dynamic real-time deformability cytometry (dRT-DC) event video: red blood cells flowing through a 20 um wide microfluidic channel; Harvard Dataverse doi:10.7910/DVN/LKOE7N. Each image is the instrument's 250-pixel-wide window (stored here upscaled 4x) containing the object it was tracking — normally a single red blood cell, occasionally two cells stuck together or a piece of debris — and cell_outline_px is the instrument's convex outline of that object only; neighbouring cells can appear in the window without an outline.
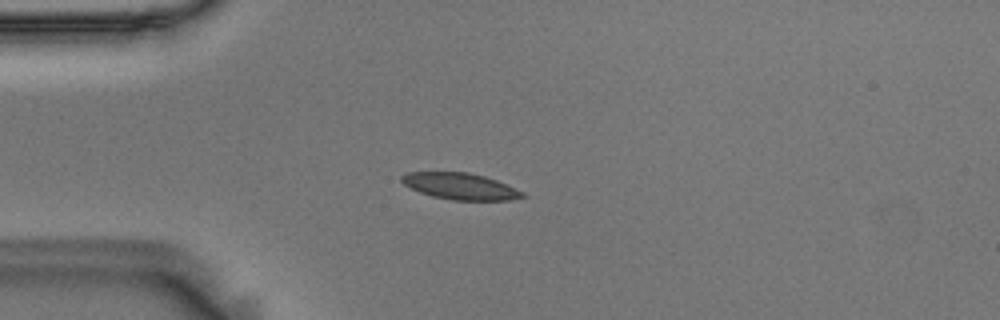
{"species": "Egyptian fruit bat (a non-hibernating species)", "species_latin": "Rousettus aegyptiacus", "temperature_condition": "room temperature", "stored_images_in_passage": 42, "camera_frame_rate_fps": 3000, "um_per_image_px": 0.085, "animal": {"sex": "male"}, "frame": {"image": 1, "passage_image": 1, "time_ms": 0.0, "image_size_px": [1000, 320], "cell_outline_px": [[528, 196], [508, 200], [452, 200], [432, 196], [420, 192], [404, 184], [400, 180], [400, 176], [408, 172], [468, 172], [484, 176], [496, 180], [524, 192]], "centroid_in_image_um": [39.12, 15.83], "position_along_channel_um": 45.9, "area_um2": 18.55}}
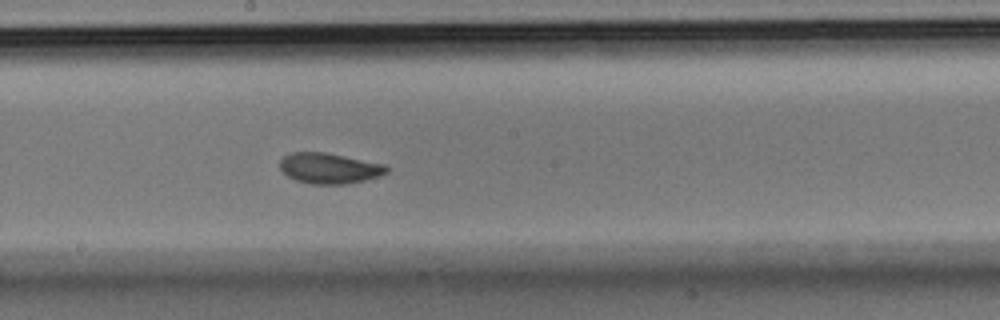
{"frame": {"image": 2, "passage_image": 17, "time_ms": 5.333, "image_size_px": [1000, 320], "cell_outline_px": [[388, 172], [380, 176], [348, 184], [312, 184], [296, 180], [288, 176], [280, 168], [280, 160], [284, 156], [292, 152], [324, 152], [384, 164], [388, 168]], "centroid_in_image_um": [27.99, 14.3], "position_along_channel_um": 220.2, "area_um2": 18.9}}
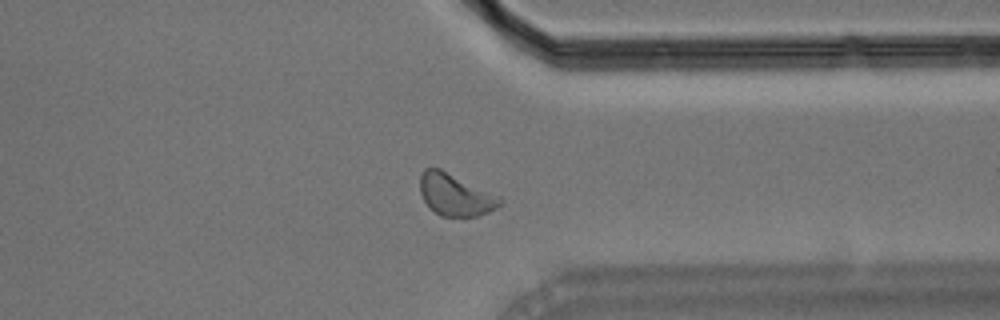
{"frame": {"image": 3, "passage_image": 30, "time_ms": 9.667, "image_size_px": [1000, 320], "cell_outline_px": [[500, 208], [476, 216], [440, 216], [428, 208], [420, 192], [420, 176], [424, 168], [440, 168], [500, 196]], "centroid_in_image_um": [38.69, 16.56], "position_along_channel_um": 372.7, "area_um2": 19.59}, "authors_computed_cell_mechanics": {"area_um2": 19.2474, "velocity_mm_per_s": 3.5697, "shape_relaxation_time_tau1_ms": 2.652, "shape_relaxation_time_tau2_ms": 2.5712, "deformation_change_tau1": 0.0828, "deformation_change_tau2": 0.0731}}